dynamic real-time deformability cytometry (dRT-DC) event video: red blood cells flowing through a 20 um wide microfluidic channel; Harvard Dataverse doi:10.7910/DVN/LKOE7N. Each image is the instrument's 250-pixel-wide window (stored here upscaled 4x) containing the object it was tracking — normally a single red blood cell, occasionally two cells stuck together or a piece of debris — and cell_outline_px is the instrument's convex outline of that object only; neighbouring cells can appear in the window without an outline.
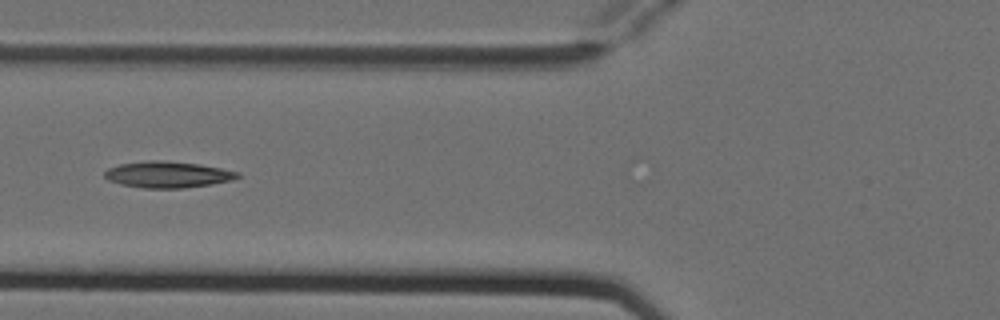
{"species": "Egyptian fruit bat (a non-hibernating species)", "species_latin": "Rousettus aegyptiacus", "temperature_condition": "cold", "stored_images_in_passage": 6, "camera_frame_rate_fps": 3000, "um_per_image_px": 0.085, "animal": {"sex": "female"}, "frame": {"image": 1, "passage_image": 6, "time_ms": 1.667, "image_size_px": [1000, 320], "cell_outline_px": [[240, 176], [232, 180], [212, 184], [184, 188], [144, 188], [120, 184], [108, 180], [104, 176], [104, 172], [108, 168], [120, 164], [144, 160], [160, 160], [200, 164], [240, 172]], "centroid_in_image_um": [14.24, 14.83], "position_along_channel_um": 111.6, "area_um2": 20.46}}